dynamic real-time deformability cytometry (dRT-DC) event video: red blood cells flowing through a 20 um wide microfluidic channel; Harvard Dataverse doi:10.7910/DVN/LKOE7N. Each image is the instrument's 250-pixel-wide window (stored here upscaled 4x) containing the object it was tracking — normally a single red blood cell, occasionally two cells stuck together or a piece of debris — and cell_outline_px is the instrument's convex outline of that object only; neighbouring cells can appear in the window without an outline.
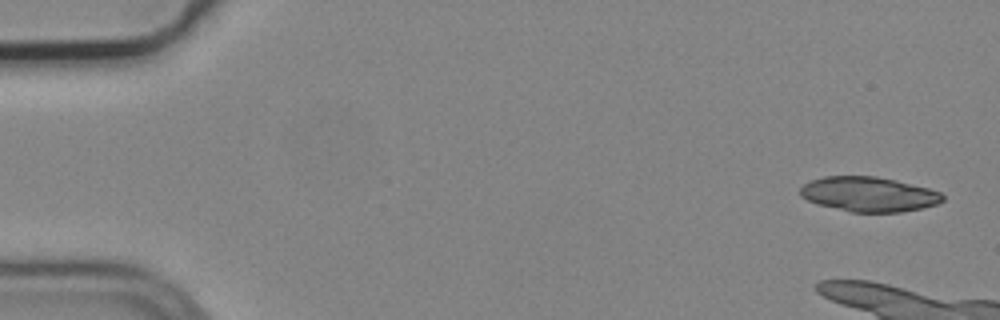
{"species": "common noctule bat (a hibernating species)", "species_latin": "Nyctalus noctula", "temperature_condition": "cold", "stored_images_in_passage": 4, "camera_frame_rate_fps": 3000, "um_per_image_px": 0.085, "animal": {"sex": "male", "body_mass_g": 19.2, "forearm_length_mm": 51.8}, "frame": {"image": 1, "passage_image": 1, "time_ms": 0.0, "image_size_px": [1000, 320], "cell_outline_px": [[944, 200], [936, 204], [920, 208], [900, 212], [852, 212], [816, 204], [800, 196], [800, 188], [804, 184], [812, 180], [824, 176], [876, 176], [896, 180], [928, 188], [940, 192], [944, 196]], "centroid_in_image_um": [73.83, 16.5], "position_along_channel_um": 11.2, "area_um2": 28.78}}